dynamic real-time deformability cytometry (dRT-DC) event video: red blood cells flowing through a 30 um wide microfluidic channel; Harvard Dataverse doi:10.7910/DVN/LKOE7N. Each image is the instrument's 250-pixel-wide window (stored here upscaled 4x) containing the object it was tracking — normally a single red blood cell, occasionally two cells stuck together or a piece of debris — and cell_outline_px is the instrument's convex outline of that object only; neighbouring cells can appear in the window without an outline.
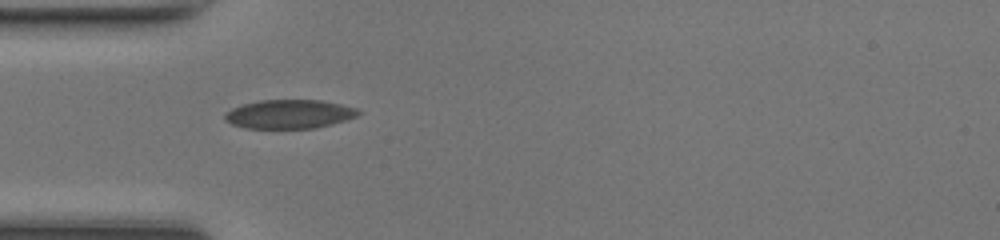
{"species": "common noctule bat (a hibernating species)", "species_latin": "Nyctalus noctula", "temperature_condition": "room temperature", "stored_images_in_passage": 34, "camera_frame_rate_fps": 3000, "um_per_image_px": 0.085, "animal": {"sex": "female", "body_mass_g": 17.0, "forearm_length_mm": 48.0}, "frame": {"image": 1, "passage_image": 1, "time_ms": 0.0, "image_size_px": [1000, 240], "cell_outline_px": [[360, 112], [356, 116], [332, 124], [316, 128], [244, 128], [232, 124], [224, 120], [224, 112], [232, 108], [244, 104], [260, 100], [320, 100], [340, 104], [356, 108]], "centroid_in_image_um": [24.54, 9.7], "position_along_channel_um": 60.5, "area_um2": 22.37}}
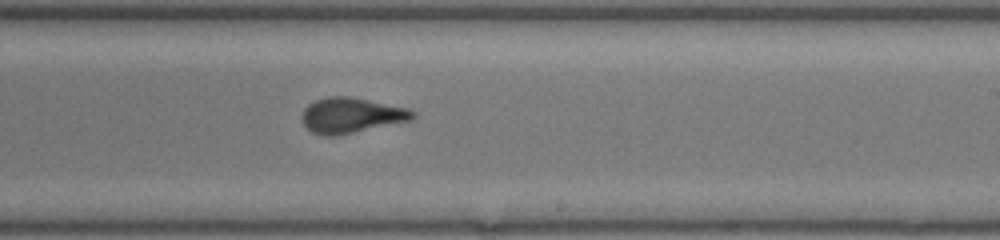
{"frame": {"image": 2, "passage_image": 15, "time_ms": 4.667, "image_size_px": [1000, 240], "cell_outline_px": [[416, 116], [412, 120], [336, 136], [324, 136], [312, 132], [304, 124], [300, 116], [304, 108], [308, 104], [316, 100], [328, 96], [348, 96], [408, 108], [416, 112]], "centroid_in_image_um": [29.85, 9.8], "position_along_channel_um": 259.2, "area_um2": 22.83}}
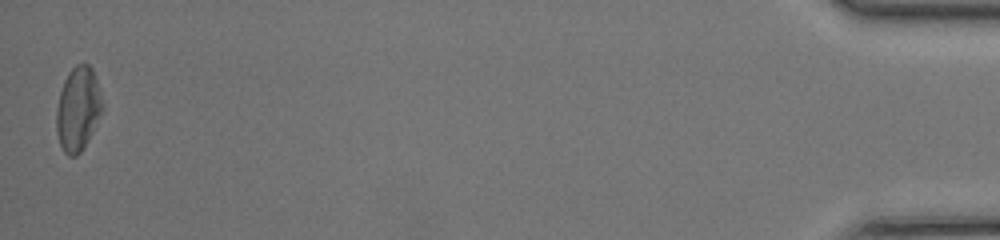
{"frame": {"image": 3, "passage_image": 34, "time_ms": 11.0, "image_size_px": [1000, 240], "cell_outline_px": [[104, 108], [84, 148], [76, 156], [68, 156], [64, 152], [60, 144], [56, 132], [56, 108], [60, 92], [64, 80], [68, 72], [76, 64], [88, 64], [92, 68], [104, 100]], "centroid_in_image_um": [6.64, 9.26], "position_along_channel_um": 428.6, "area_um2": 22.77}, "authors_computed_cell_mechanics": {"area_um2": 22.3686, "velocity_mm_per_s": 4.2946, "shape_relaxation_time_tau1_ms": 5.5191, "shape_relaxation_time_tau2_ms": 0.9952, "deformation_change_tau1": 0.1816, "deformation_change_tau2": 0.0714}}